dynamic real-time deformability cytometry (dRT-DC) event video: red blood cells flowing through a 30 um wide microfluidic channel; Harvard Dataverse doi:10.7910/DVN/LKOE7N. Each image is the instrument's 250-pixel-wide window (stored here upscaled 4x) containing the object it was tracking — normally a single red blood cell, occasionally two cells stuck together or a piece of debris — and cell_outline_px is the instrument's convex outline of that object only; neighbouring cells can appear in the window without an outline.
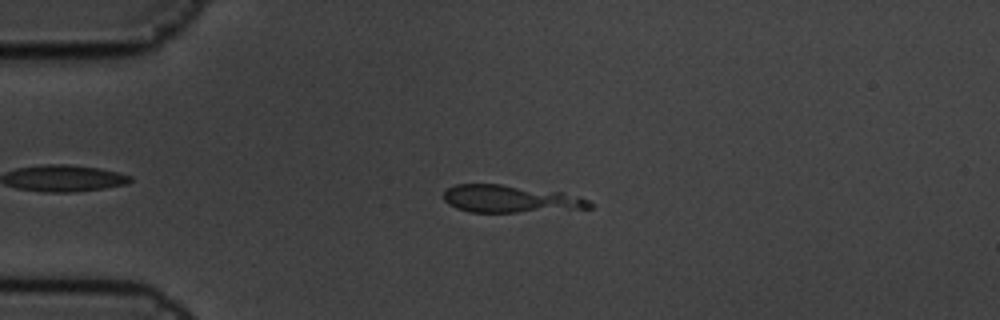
{"species": "common noctule bat (a hibernating species)", "species_latin": "Nyctalus noctula", "temperature_condition": "cold", "stored_images_in_passage": 4, "camera_frame_rate_fps": 3000, "um_per_image_px": 0.085, "animal": {"sex": "male", "body_mass_g": 19.5, "forearm_length_mm": 54.6}, "frame": {"image": 1, "passage_image": 2, "time_ms": 0.333, "image_size_px": [1000, 320], "cell_outline_px": [[596, 204], [592, 208], [516, 212], [468, 212], [456, 208], [448, 204], [444, 200], [444, 192], [448, 188], [456, 184], [500, 184], [564, 192], [580, 196]], "centroid_in_image_um": [43.41, 16.91], "position_along_channel_um": 41.6, "area_um2": 23.52}}